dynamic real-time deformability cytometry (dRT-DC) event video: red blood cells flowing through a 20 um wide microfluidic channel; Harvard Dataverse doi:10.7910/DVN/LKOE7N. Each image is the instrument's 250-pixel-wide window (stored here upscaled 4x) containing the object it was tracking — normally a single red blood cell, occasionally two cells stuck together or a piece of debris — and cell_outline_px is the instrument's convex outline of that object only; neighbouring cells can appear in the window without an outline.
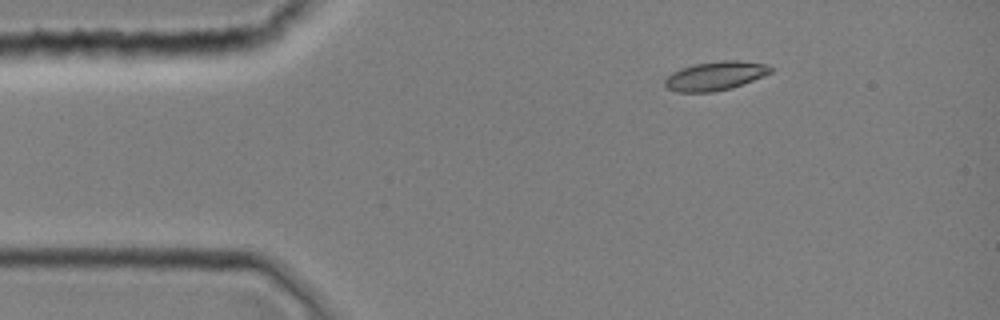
{"species": "common noctule bat (a hibernating species)", "species_latin": "Nyctalus noctula", "temperature_condition": "room temperature", "stored_images_in_passage": 3, "camera_frame_rate_fps": 3000, "um_per_image_px": 0.085, "animal": {"sex": "female", "body_mass_g": 19.0, "forearm_length_mm": 51.5}, "frame": {"image": 1, "passage_image": 1, "time_ms": 0.0, "image_size_px": [1000, 320], "cell_outline_px": [[772, 72], [764, 76], [732, 88], [712, 92], [676, 92], [668, 88], [664, 84], [664, 80], [672, 72], [680, 68], [696, 64], [720, 60], [736, 60], [764, 64], [772, 68]], "centroid_in_image_um": [60.78, 6.45], "position_along_channel_um": 24.2, "area_um2": 17.74}}